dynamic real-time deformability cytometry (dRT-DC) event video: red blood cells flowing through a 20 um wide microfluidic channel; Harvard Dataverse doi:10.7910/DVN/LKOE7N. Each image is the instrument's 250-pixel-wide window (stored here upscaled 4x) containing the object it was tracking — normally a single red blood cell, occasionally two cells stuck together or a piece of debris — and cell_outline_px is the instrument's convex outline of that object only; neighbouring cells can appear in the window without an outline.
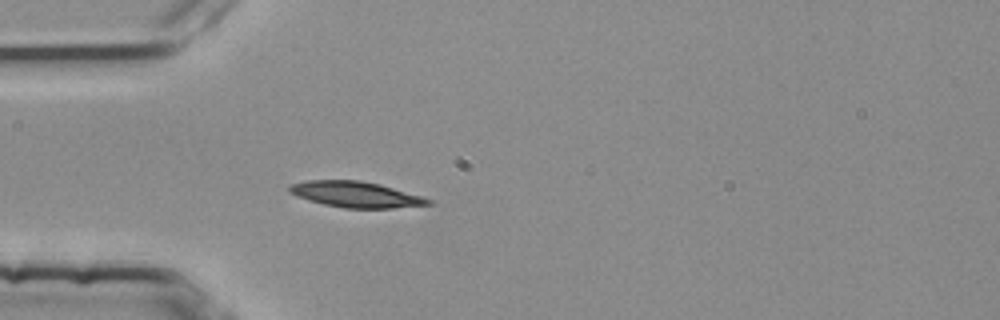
{"species": "common noctule bat (a hibernating species)", "species_latin": "Nyctalus noctula", "temperature_condition": "room temperature", "stored_images_in_passage": 37, "camera_frame_rate_fps": 3000, "um_per_image_px": 0.085, "animal": {"sex": "female", "body_mass_g": 25.1}, "frame": {"image": 1, "passage_image": 1, "time_ms": 0.0, "image_size_px": [1000, 320], "cell_outline_px": [[432, 204], [392, 208], [344, 208], [324, 204], [296, 196], [288, 192], [288, 188], [292, 184], [308, 180], [360, 180], [392, 188], [420, 196], [432, 200]], "centroid_in_image_um": [30.2, 16.53], "position_along_channel_um": 54.8, "area_um2": 20.52}}
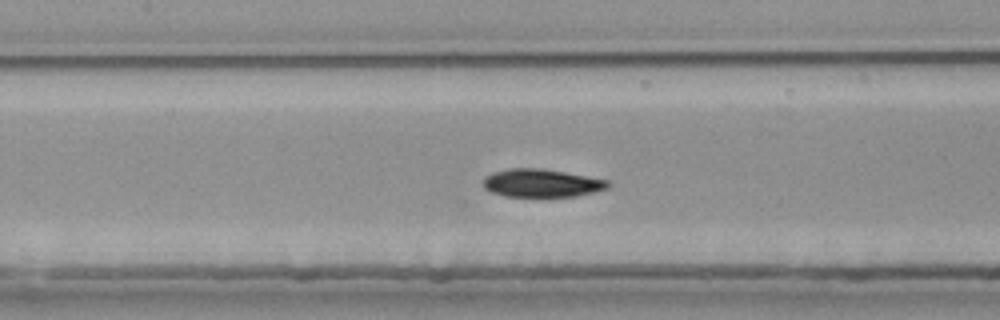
{"frame": {"image": 2, "passage_image": 10, "time_ms": 3.0, "image_size_px": [1000, 320], "cell_outline_px": [[608, 188], [576, 196], [504, 196], [492, 192], [484, 188], [484, 176], [492, 172], [508, 168], [544, 168], [608, 180]], "centroid_in_image_um": [45.99, 15.55], "position_along_channel_um": 161.4, "area_um2": 20.29}}
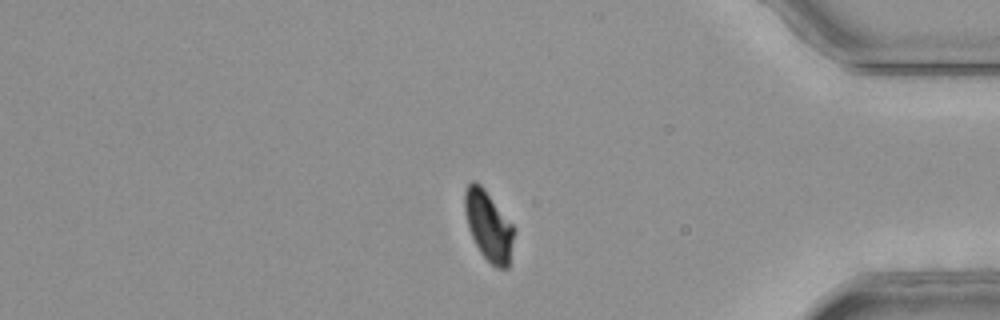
{"frame": {"image": 3, "passage_image": 31, "time_ms": 10.0, "image_size_px": [1000, 320], "cell_outline_px": [[516, 228], [508, 268], [496, 268], [480, 252], [468, 228], [464, 212], [464, 192], [468, 184], [472, 180], [476, 180], [484, 188]], "centroid_in_image_um": [41.53, 19.17], "position_along_channel_um": 393.7, "area_um2": 20.17}, "authors_computed_cell_mechanics": {"area_um2": 20.8658, "velocity_mm_per_s": 3.754, "shape_relaxation_time_tau1_ms": 3.5848, "shape_relaxation_time_tau2_ms": null, "deformation_change_tau1": 0.1496, "deformation_change_tau2": null}}